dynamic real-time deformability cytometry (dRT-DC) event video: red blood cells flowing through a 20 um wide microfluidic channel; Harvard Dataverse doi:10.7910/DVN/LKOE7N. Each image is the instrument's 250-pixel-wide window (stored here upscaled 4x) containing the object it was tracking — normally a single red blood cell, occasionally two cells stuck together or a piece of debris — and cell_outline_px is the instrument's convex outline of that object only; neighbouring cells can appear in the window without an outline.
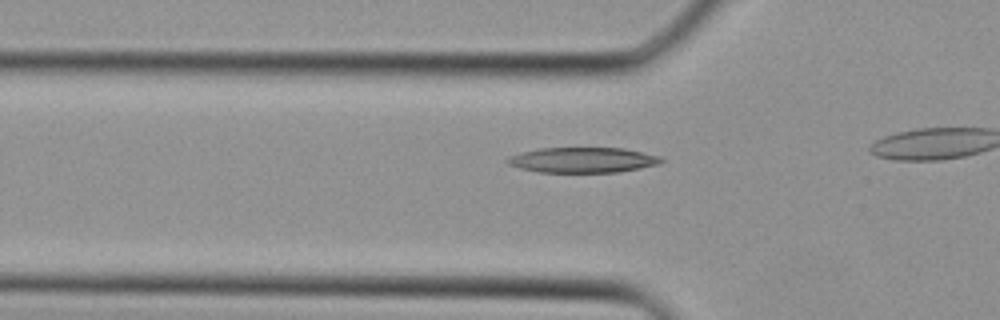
{"species": "Egyptian fruit bat (a non-hibernating species)", "species_latin": "Rousettus aegyptiacus", "temperature_condition": "cold", "stored_images_in_passage": 6, "camera_frame_rate_fps": 3000, "um_per_image_px": 0.085, "animal": {"sex": "female"}, "frame": {"image": 1, "passage_image": 4, "time_ms": 1.0, "image_size_px": [1000, 320], "cell_outline_px": [[664, 160], [660, 164], [620, 172], [540, 172], [520, 168], [508, 164], [504, 160], [508, 156], [540, 148], [624, 148], [660, 156]], "centroid_in_image_um": [49.55, 13.6], "position_along_channel_um": 76.3, "area_um2": 22.66}}